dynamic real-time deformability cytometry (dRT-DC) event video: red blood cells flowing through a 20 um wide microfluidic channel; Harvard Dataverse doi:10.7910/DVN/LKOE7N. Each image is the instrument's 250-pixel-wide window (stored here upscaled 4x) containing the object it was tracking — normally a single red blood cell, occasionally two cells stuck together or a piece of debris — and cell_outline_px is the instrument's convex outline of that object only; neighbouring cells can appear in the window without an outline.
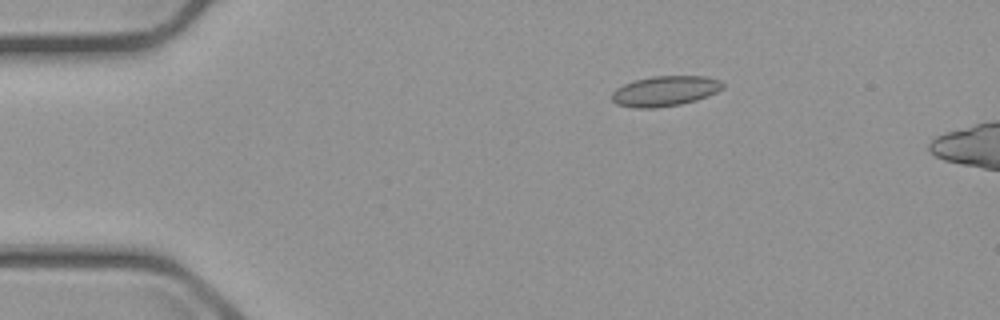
{"species": "common noctule bat (a hibernating species)", "species_latin": "Nyctalus noctula", "temperature_condition": "cold", "stored_images_in_passage": 3, "camera_frame_rate_fps": 3000, "um_per_image_px": 0.085, "animal": {"sex": "male", "body_mass_g": 23.1, "forearm_length_mm": 52.7}, "frame": {"image": 1, "passage_image": 3, "time_ms": 2.333, "image_size_px": [1000, 320], "cell_outline_px": [[724, 88], [708, 96], [696, 100], [680, 104], [656, 108], [636, 108], [616, 104], [612, 100], [612, 92], [616, 88], [624, 84], [636, 80], [652, 76], [704, 76], [720, 80], [724, 84]], "centroid_in_image_um": [56.53, 7.74], "position_along_channel_um": 28.5, "area_um2": 19.54}}